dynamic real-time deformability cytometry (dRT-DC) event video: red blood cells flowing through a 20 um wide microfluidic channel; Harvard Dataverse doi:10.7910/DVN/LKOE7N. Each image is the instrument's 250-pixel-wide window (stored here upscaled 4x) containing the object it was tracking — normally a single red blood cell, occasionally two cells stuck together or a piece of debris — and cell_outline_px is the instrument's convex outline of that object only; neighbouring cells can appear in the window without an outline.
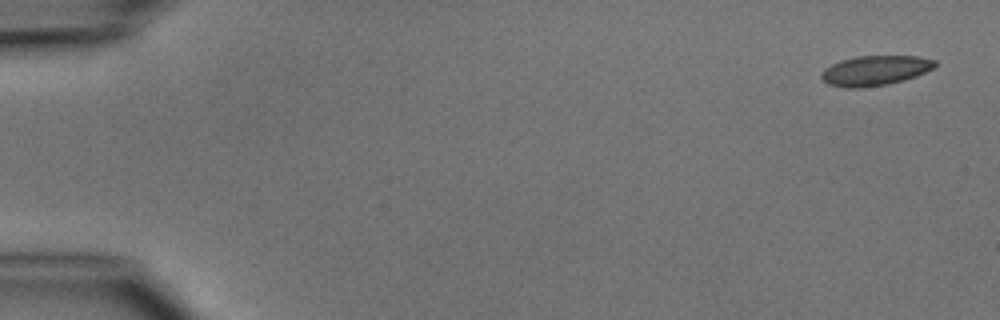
{"species": "common noctule bat (a hibernating species)", "species_latin": "Nyctalus noctula", "temperature_condition": "cold", "stored_images_in_passage": 6, "camera_frame_rate_fps": 3000, "um_per_image_px": 0.085, "animal": {"sex": "male", "body_mass_g": 15.6}, "frame": {"image": 1, "passage_image": 1, "time_ms": 0.0, "image_size_px": [1000, 320], "cell_outline_px": [[936, 64], [932, 68], [916, 76], [904, 80], [888, 84], [860, 88], [844, 88], [828, 84], [820, 76], [824, 68], [840, 60], [856, 56], [916, 56], [936, 60]], "centroid_in_image_um": [74.35, 6.0], "position_along_channel_um": 10.7, "area_um2": 19.77}}
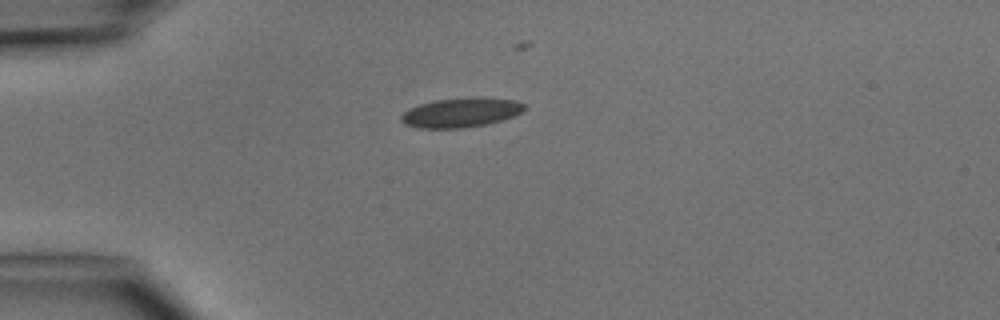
{"frame": {"image": 2, "passage_image": 4, "time_ms": 3.667, "image_size_px": [1000, 320], "cell_outline_px": [[528, 108], [516, 116], [488, 124], [460, 128], [416, 128], [404, 124], [400, 120], [400, 116], [408, 108], [432, 100], [476, 96], [484, 96], [516, 100], [524, 104]], "centroid_in_image_um": [39.21, 9.55], "position_along_channel_um": 45.8, "area_um2": 21.79}}